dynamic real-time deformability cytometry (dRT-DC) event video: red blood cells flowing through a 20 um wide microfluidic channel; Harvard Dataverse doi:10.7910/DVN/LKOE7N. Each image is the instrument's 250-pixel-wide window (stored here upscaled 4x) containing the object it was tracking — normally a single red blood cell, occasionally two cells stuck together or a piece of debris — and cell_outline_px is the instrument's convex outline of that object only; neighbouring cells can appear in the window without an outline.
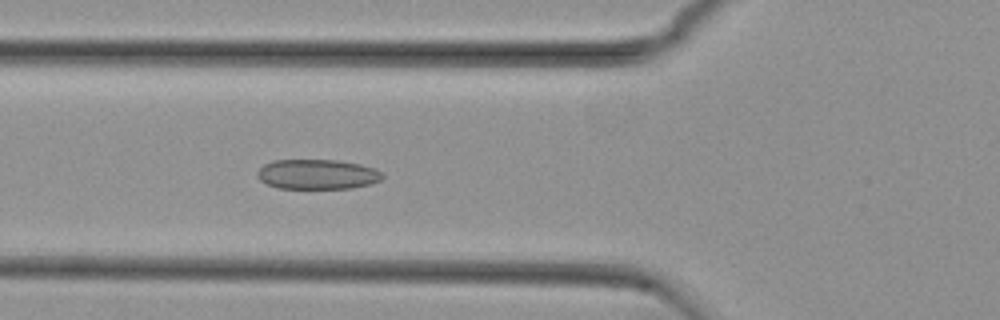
{"species": "common noctule bat (a hibernating species)", "species_latin": "Nyctalus noctula", "temperature_condition": "cold", "stored_images_in_passage": 53, "camera_frame_rate_fps": 3000, "um_per_image_px": 0.085, "animal": {"sex": "female", "body_mass_g": 29.2, "forearm_length_mm": 56.3}, "frame": {"image": 1, "passage_image": 17, "time_ms": 5.333, "image_size_px": [1000, 320], "cell_outline_px": [[384, 176], [380, 180], [372, 184], [352, 188], [276, 188], [260, 180], [256, 176], [256, 172], [264, 164], [272, 160], [336, 160], [360, 164], [376, 168], [384, 172]], "centroid_in_image_um": [27.0, 14.81], "position_along_channel_um": 98.8, "area_um2": 22.02}}
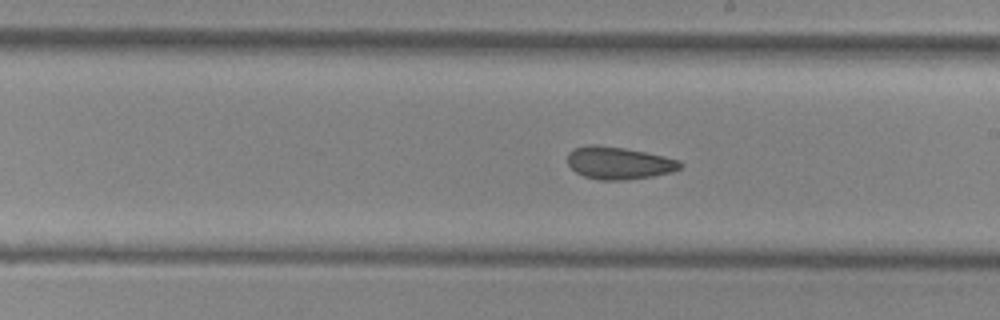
{"frame": {"image": 2, "passage_image": 28, "time_ms": 9.0, "image_size_px": [1000, 320], "cell_outline_px": [[684, 164], [680, 168], [672, 172], [652, 176], [624, 180], [600, 180], [584, 176], [576, 172], [568, 164], [568, 152], [572, 148], [588, 144], [596, 144], [624, 148], [664, 156], [680, 160]], "centroid_in_image_um": [52.59, 13.84], "position_along_channel_um": 236.4, "area_um2": 21.39}}
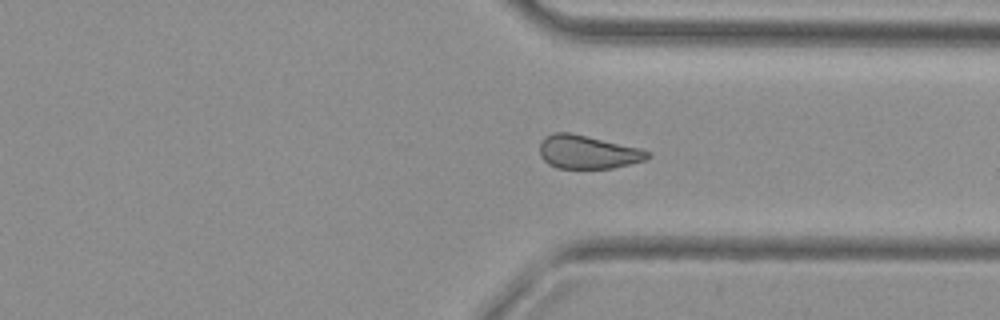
{"frame": {"image": 3, "passage_image": 38, "time_ms": 12.333, "image_size_px": [1000, 320], "cell_outline_px": [[652, 156], [644, 160], [612, 168], [556, 168], [548, 164], [540, 156], [540, 144], [544, 136], [552, 132], [568, 132], [640, 148], [652, 152]], "centroid_in_image_um": [49.94, 12.92], "position_along_channel_um": 361.5, "area_um2": 20.98}, "authors_computed_cell_mechanics": {"area_um2": 22.0218, "velocity_mm_per_s": 3.7446, "shape_relaxation_time_tau1_ms": null, "shape_relaxation_time_tau2_ms": 3.8734, "deformation_change_tau1": null, "deformation_change_tau2": 0.1108}}